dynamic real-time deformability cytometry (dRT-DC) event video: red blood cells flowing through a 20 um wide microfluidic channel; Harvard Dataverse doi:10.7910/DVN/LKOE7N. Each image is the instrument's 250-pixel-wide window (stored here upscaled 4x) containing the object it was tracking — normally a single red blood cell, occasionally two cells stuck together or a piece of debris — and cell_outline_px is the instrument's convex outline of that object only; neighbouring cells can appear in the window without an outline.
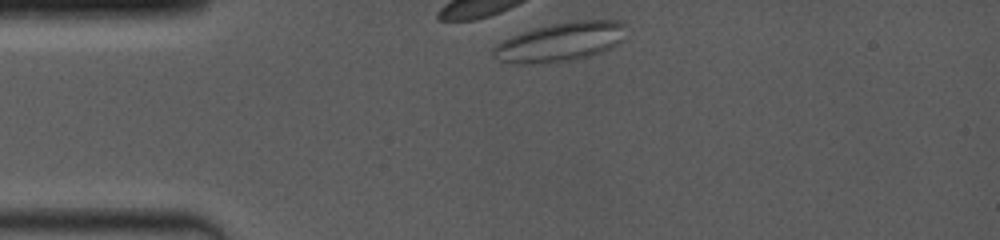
{"species": "common noctule bat (a hibernating species)", "species_latin": "Nyctalus noctula", "temperature_condition": "room temperature", "stored_images_in_passage": 2, "camera_frame_rate_fps": 4000, "um_per_image_px": 0.085, "animal": {"sex": "female", "body_mass_g": 19.0, "forearm_length_mm": 53.3}, "frame": {"image": 1, "passage_image": 1, "time_ms": 0.0, "image_size_px": [1000, 240], "cell_outline_px": [[624, 40], [612, 48], [588, 56], [572, 60], [524, 64], [512, 64], [500, 60], [492, 52], [492, 48], [496, 44], [512, 36], [536, 28], [552, 24], [572, 20], [620, 20], [624, 24]], "centroid_in_image_um": [47.67, 3.55], "position_along_channel_um": 37.3, "area_um2": 29.94}}